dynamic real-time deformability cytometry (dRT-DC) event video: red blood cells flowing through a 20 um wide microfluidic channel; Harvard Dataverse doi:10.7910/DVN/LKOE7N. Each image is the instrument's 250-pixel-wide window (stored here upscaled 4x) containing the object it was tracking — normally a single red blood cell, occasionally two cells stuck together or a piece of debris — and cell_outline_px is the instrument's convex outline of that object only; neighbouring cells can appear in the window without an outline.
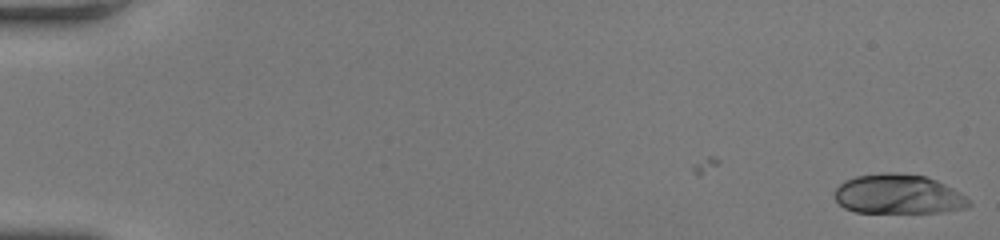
{"species": "human", "species_latin": "Homo sapiens", "temperature_condition": "room temperature", "stored_images_in_passage": 60, "camera_frame_rate_fps": 3000, "um_per_image_px": 0.085, "donor": {"sex": "female"}, "frame": {"image": 1, "passage_image": 1, "time_ms": 0.0, "image_size_px": [1000, 240], "cell_outline_px": [[972, 204], [968, 208], [940, 212], [856, 212], [844, 208], [836, 200], [836, 188], [844, 180], [856, 176], [884, 172], [896, 172], [924, 176], [936, 180], [960, 192]], "centroid_in_image_um": [76.36, 16.5], "position_along_channel_um": 8.6, "area_um2": 30.87}}
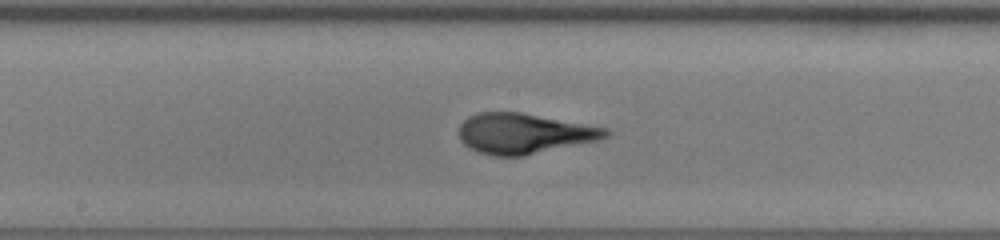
{"frame": {"image": 2, "passage_image": 34, "time_ms": 11.0, "image_size_px": [1000, 240], "cell_outline_px": [[612, 132], [608, 136], [600, 140], [524, 156], [492, 156], [476, 152], [468, 148], [460, 140], [460, 124], [468, 116], [480, 112], [520, 112], [608, 128]], "centroid_in_image_um": [44.55, 11.36], "position_along_channel_um": 203.7, "area_um2": 34.74}}
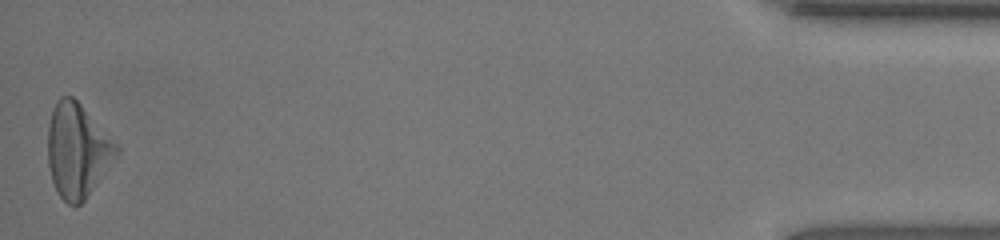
{"frame": {"image": 3, "passage_image": 60, "time_ms": 19.667, "image_size_px": [1000, 240], "cell_outline_px": [[120, 156], [84, 200], [80, 204], [68, 204], [56, 192], [52, 180], [48, 164], [48, 124], [52, 108], [56, 100], [60, 96], [72, 96], [120, 144]], "centroid_in_image_um": [6.62, 12.78], "position_along_channel_um": 428.6, "area_um2": 38.21}}